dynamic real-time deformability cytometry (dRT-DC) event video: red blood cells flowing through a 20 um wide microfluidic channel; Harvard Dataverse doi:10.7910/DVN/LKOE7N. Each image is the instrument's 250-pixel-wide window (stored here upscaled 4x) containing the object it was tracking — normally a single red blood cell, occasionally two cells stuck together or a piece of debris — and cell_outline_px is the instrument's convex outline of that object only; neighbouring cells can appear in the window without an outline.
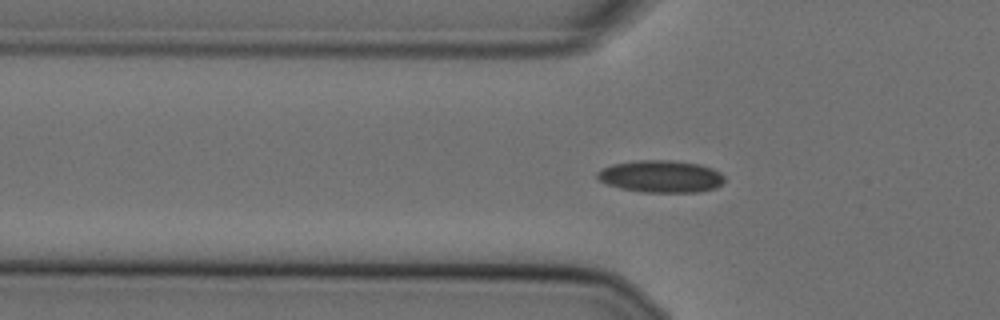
{"species": "Egyptian fruit bat (a non-hibernating species)", "species_latin": "Rousettus aegyptiacus", "temperature_condition": "cold", "stored_images_in_passage": 47, "camera_frame_rate_fps": 3000, "um_per_image_px": 0.085, "animal": {"sex": "female"}, "frame": {"image": 1, "passage_image": 8, "time_ms": 2.333, "image_size_px": [1000, 320], "cell_outline_px": [[724, 180], [716, 188], [700, 192], [640, 192], [620, 188], [608, 184], [600, 180], [596, 176], [596, 172], [612, 164], [636, 160], [672, 160], [700, 164], [712, 168], [720, 172], [724, 176]], "centroid_in_image_um": [56.19, 14.99], "position_along_channel_um": 69.6, "area_um2": 23.93}}
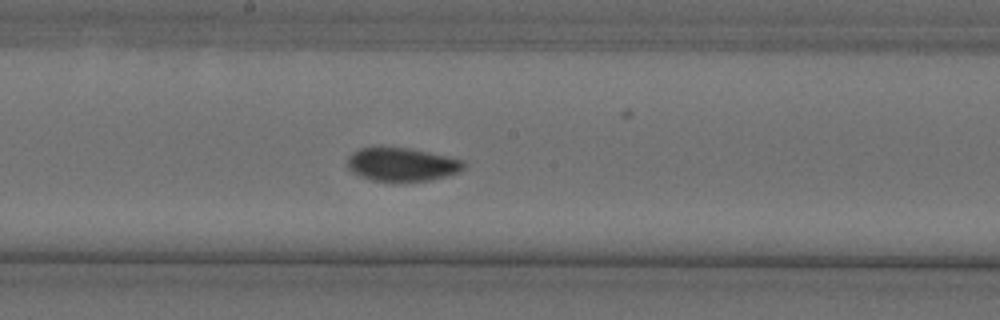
{"frame": {"image": 2, "passage_image": 20, "time_ms": 6.333, "image_size_px": [1000, 320], "cell_outline_px": [[464, 168], [460, 172], [428, 180], [372, 180], [352, 172], [348, 168], [348, 156], [352, 152], [360, 148], [408, 148], [444, 156], [460, 160], [464, 164]], "centroid_in_image_um": [34.12, 13.97], "position_along_channel_um": 214.1, "area_um2": 21.85}}
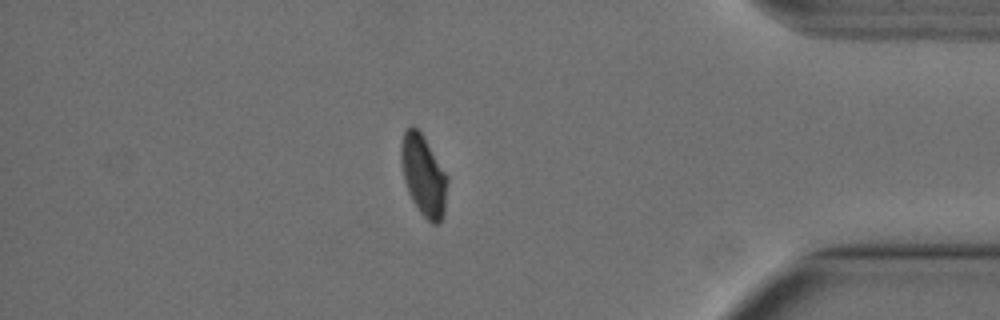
{"frame": {"image": 3, "passage_image": 38, "time_ms": 12.333, "image_size_px": [1000, 320], "cell_outline_px": [[448, 180], [444, 212], [440, 224], [432, 224], [420, 212], [412, 200], [408, 192], [404, 180], [400, 160], [400, 144], [404, 132], [412, 124], [420, 132], [448, 176]], "centroid_in_image_um": [35.99, 14.93], "position_along_channel_um": 399.2, "area_um2": 21.73}, "authors_computed_cell_mechanics": {"area_um2": 22.4842, "velocity_mm_per_s": 3.6058, "shape_relaxation_time_tau1_ms": 6.284, "shape_relaxation_time_tau2_ms": 0.6985, "deformation_change_tau1": 0.1317, "deformation_change_tau2": 0.048}}